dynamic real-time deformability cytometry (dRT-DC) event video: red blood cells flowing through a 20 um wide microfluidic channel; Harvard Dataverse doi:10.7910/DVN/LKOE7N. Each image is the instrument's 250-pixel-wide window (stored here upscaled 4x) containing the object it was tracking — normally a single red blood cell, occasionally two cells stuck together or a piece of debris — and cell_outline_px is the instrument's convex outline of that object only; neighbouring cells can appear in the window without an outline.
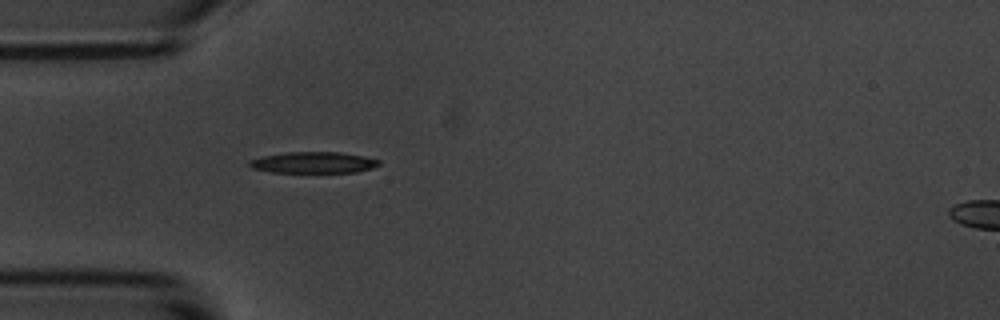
{"species": "common noctule bat (a hibernating species)", "species_latin": "Nyctalus noctula", "temperature_condition": "room temperature", "stored_images_in_passage": 41, "camera_frame_rate_fps": 3000, "um_per_image_px": 0.085, "animal": {"sex": "male", "body_mass_g": 20.1, "forearm_length_mm": 53.5}, "frame": {"image": 1, "passage_image": 1, "time_ms": 0.0, "image_size_px": [1000, 320], "cell_outline_px": [[380, 164], [372, 168], [356, 172], [272, 172], [252, 168], [248, 164], [248, 160], [264, 156], [288, 152], [340, 152], [364, 156], [380, 160]], "centroid_in_image_um": [26.65, 13.81], "position_along_channel_um": 58.3, "area_um2": 15.95}}
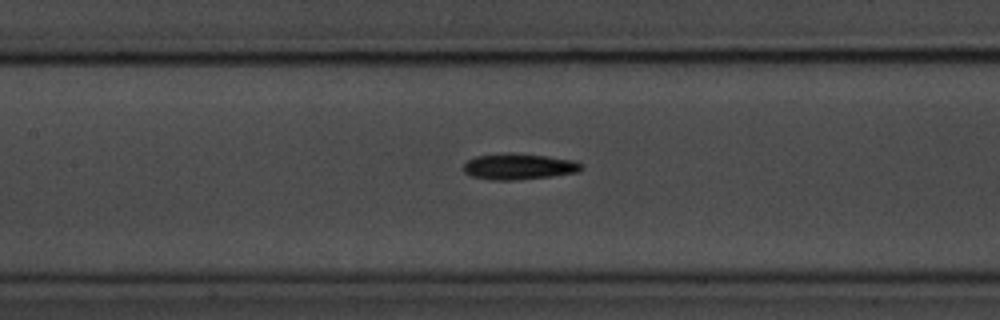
{"frame": {"image": 2, "passage_image": 10, "time_ms": 3.0, "image_size_px": [1000, 320], "cell_outline_px": [[584, 168], [576, 172], [552, 176], [512, 180], [492, 180], [472, 176], [464, 172], [464, 164], [468, 160], [476, 156], [512, 152], [544, 156], [572, 160], [580, 164]], "centroid_in_image_um": [44.06, 14.15], "position_along_channel_um": 163.3, "area_um2": 17.63}}
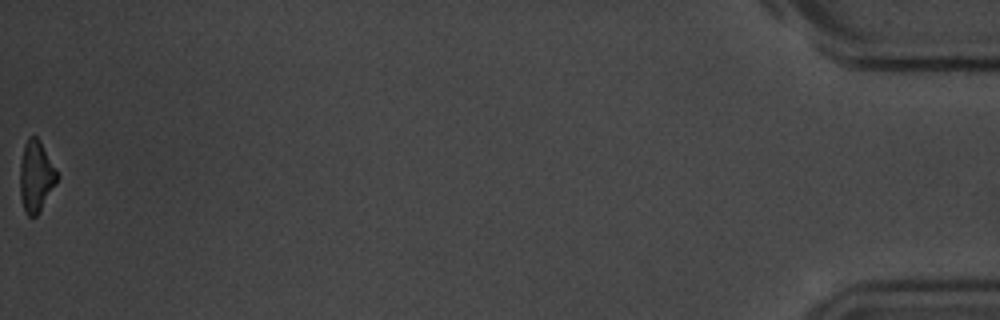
{"frame": {"image": 3, "passage_image": 41, "time_ms": 13.333, "image_size_px": [1000, 320], "cell_outline_px": [[60, 176], [56, 184], [40, 212], [36, 216], [28, 216], [24, 212], [20, 196], [20, 164], [24, 144], [28, 136], [36, 136], [40, 140]], "centroid_in_image_um": [3.07, 15.0], "position_along_channel_um": 432.1, "area_um2": 15.66}, "authors_computed_cell_mechanics": {"area_um2": 16.8198, "velocity_mm_per_s": 3.5788, "shape_relaxation_time_tau1_ms": 2.7961, "shape_relaxation_time_tau2_ms": null, "deformation_change_tau1": 0.1506, "deformation_change_tau2": null}}